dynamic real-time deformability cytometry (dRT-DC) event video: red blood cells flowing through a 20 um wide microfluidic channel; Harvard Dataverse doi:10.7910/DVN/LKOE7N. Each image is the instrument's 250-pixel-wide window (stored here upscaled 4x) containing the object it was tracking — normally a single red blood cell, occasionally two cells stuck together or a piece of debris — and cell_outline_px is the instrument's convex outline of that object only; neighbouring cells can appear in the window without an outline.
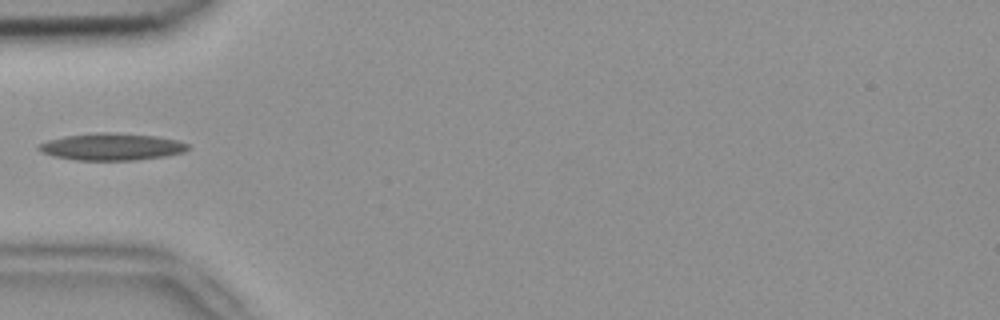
{"species": "common noctule bat (a hibernating species)", "species_latin": "Nyctalus noctula", "temperature_condition": "room temperature", "stored_images_in_passage": 4, "camera_frame_rate_fps": 3000, "um_per_image_px": 0.085, "animal": {"sex": "female", "body_mass_g": 18.4}, "frame": {"image": 1, "passage_image": 4, "time_ms": 1.0, "image_size_px": [1000, 320], "cell_outline_px": [[188, 148], [184, 152], [164, 156], [132, 160], [76, 160], [56, 156], [44, 152], [36, 148], [40, 144], [48, 140], [64, 136], [96, 132], [104, 132], [156, 136], [176, 140], [188, 144]], "centroid_in_image_um": [9.49, 12.47], "position_along_channel_um": 75.5, "area_um2": 23.12}}